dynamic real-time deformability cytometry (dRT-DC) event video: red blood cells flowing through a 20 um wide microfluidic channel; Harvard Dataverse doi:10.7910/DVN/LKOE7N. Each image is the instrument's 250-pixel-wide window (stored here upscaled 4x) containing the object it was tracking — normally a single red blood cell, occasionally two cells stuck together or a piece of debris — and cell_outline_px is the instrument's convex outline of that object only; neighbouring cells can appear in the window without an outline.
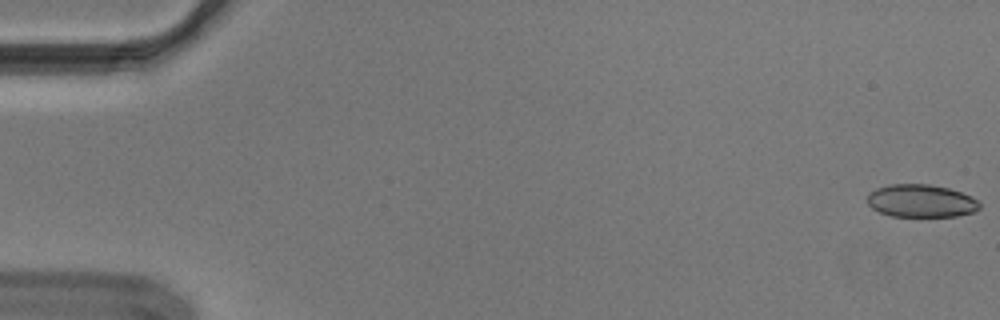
{"species": "Egyptian fruit bat (a non-hibernating species)", "species_latin": "Rousettus aegyptiacus", "temperature_condition": "cold", "stored_images_in_passage": 55, "camera_frame_rate_fps": 3000, "um_per_image_px": 0.085, "animal": {"sex": "male"}, "frame": {"image": 1, "passage_image": 1, "time_ms": 0.0, "image_size_px": [1000, 320], "cell_outline_px": [[980, 208], [972, 212], [956, 216], [892, 216], [880, 212], [872, 208], [868, 204], [868, 192], [876, 188], [888, 184], [928, 184], [948, 188], [972, 196], [980, 200]], "centroid_in_image_um": [78.29, 17.07], "position_along_channel_um": 6.7, "area_um2": 21.5}}
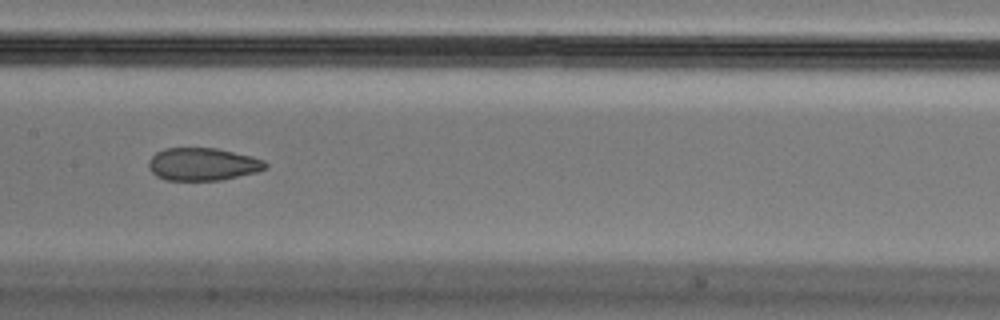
{"frame": {"image": 2, "passage_image": 28, "time_ms": 9.0, "image_size_px": [1000, 320], "cell_outline_px": [[268, 168], [256, 172], [220, 180], [164, 180], [156, 176], [148, 168], [148, 160], [156, 152], [164, 148], [216, 148], [252, 156], [264, 160], [268, 164]], "centroid_in_image_um": [17.22, 13.95], "position_along_channel_um": 190.2, "area_um2": 22.37}}
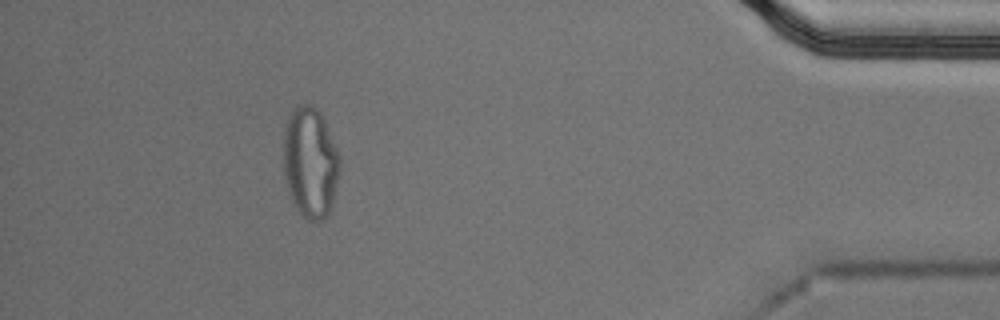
{"frame": {"image": 3, "passage_image": 50, "time_ms": 16.333, "image_size_px": [1000, 320], "cell_outline_px": [[340, 168], [332, 204], [328, 216], [324, 220], [308, 220], [296, 208], [292, 200], [288, 188], [284, 172], [284, 128], [296, 104], [308, 104], [316, 108], [320, 112], [324, 120], [340, 156]], "centroid_in_image_um": [26.39, 13.81], "position_along_channel_um": 408.8, "area_um2": 36.13}, "authors_computed_cell_mechanics": {"area_um2": 23.4668, "velocity_mm_per_s": 3.6661, "shape_relaxation_time_tau1_ms": null, "shape_relaxation_time_tau2_ms": 1.9679, "deformation_change_tau1": null, "deformation_change_tau2": 0.0775}}